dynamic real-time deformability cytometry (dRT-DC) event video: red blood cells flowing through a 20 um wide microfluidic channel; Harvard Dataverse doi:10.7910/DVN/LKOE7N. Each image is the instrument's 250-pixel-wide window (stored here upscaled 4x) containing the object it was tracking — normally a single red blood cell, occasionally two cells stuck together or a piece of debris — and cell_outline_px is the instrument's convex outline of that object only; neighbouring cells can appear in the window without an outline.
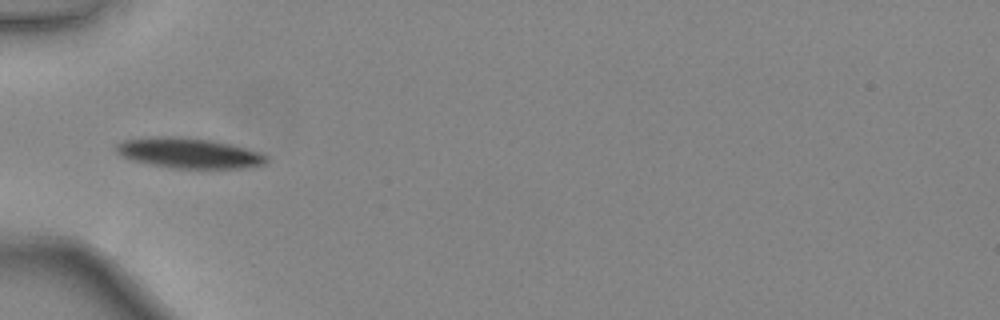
{"species": "common noctule bat (a hibernating species)", "species_latin": "Nyctalus noctula", "temperature_condition": "warm", "stored_images_in_passage": 3, "camera_frame_rate_fps": 3000, "um_per_image_px": 0.085, "animal": {"sex": "female", "body_mass_g": 24.6, "forearm_length_mm": 56.2}, "frame": {"image": 1, "passage_image": 1, "time_ms": 0.0, "image_size_px": [1000, 320], "cell_outline_px": [[128, 296], [124, 296], [28, 252], [24, 248], [72, 248], [88, 256], [100, 264], [104, 268]], "centroid_in_image_um": [6.67, 22.59], "position_along_channel_um": 78.3, "area_um2": 11.56}}